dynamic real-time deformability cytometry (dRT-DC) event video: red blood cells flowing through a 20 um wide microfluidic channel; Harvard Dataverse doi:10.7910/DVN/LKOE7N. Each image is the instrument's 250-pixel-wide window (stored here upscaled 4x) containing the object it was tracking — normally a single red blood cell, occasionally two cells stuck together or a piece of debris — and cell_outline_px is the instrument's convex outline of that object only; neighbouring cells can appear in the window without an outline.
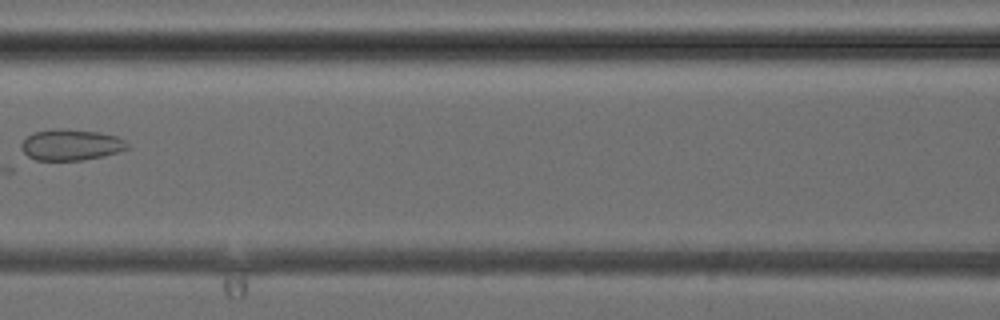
{"species": "common noctule bat (a hibernating species)", "species_latin": "Nyctalus noctula", "temperature_condition": "cold", "stored_images_in_passage": 6, "camera_frame_rate_fps": 3000, "um_per_image_px": 0.085, "animal": {"sex": "female", "body_mass_g": 24.6, "forearm_length_mm": 56.2}, "frame": {"image": 1, "passage_image": 6, "time_ms": 6.0, "image_size_px": [1000, 320], "cell_outline_px": [[128, 148], [104, 156], [80, 160], [36, 160], [28, 156], [20, 148], [20, 144], [28, 136], [36, 132], [52, 128], [64, 128], [96, 132], [116, 136], [124, 140], [128, 144]], "centroid_in_image_um": [6.0, 12.3], "position_along_channel_um": 160.6, "area_um2": 19.07}}